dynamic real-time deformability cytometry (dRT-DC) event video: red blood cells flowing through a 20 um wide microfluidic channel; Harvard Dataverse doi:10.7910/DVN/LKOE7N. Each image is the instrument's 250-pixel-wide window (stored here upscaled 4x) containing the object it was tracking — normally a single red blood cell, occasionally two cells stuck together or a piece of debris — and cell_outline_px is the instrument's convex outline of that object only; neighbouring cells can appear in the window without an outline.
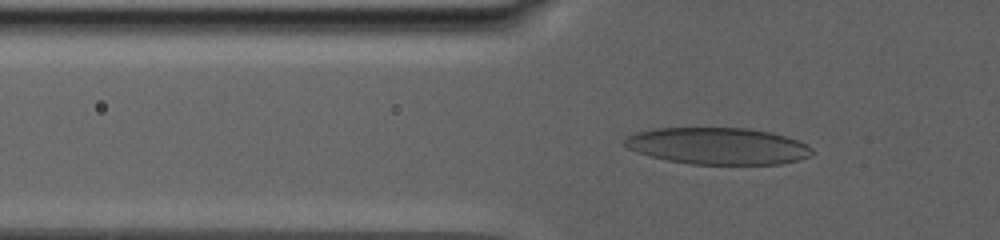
{"species": "human", "species_latin": "Homo sapiens", "temperature_condition": "warm", "stored_images_in_passage": 74, "camera_frame_rate_fps": 3000, "um_per_image_px": 0.085, "donor": {"sex": "male"}, "frame": {"image": 1, "passage_image": 22, "time_ms": 10.667, "image_size_px": [1000, 240], "cell_outline_px": [[812, 156], [780, 164], [692, 164], [668, 160], [652, 156], [628, 148], [624, 144], [624, 140], [628, 136], [636, 132], [656, 128], [748, 128], [772, 132], [796, 140], [812, 148]], "centroid_in_image_um": [61.03, 12.4], "position_along_channel_um": 64.8, "area_um2": 39.82}}
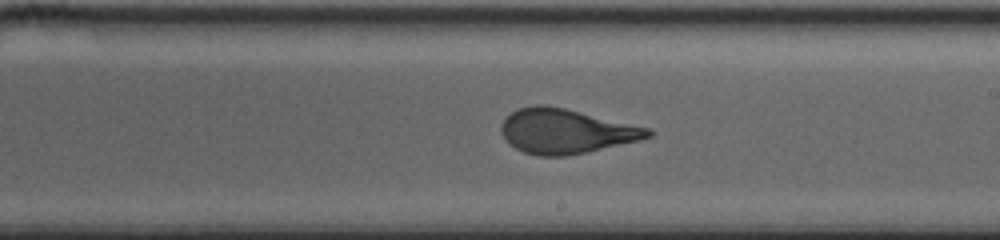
{"frame": {"image": 2, "passage_image": 43, "time_ms": 18.0, "image_size_px": [1000, 240], "cell_outline_px": [[652, 136], [640, 140], [584, 152], [564, 156], [540, 156], [524, 152], [508, 144], [500, 128], [500, 124], [516, 108], [536, 104], [544, 104], [564, 108], [648, 128], [652, 132]], "centroid_in_image_um": [48.05, 11.14], "position_along_channel_um": 241.0, "area_um2": 37.69}}
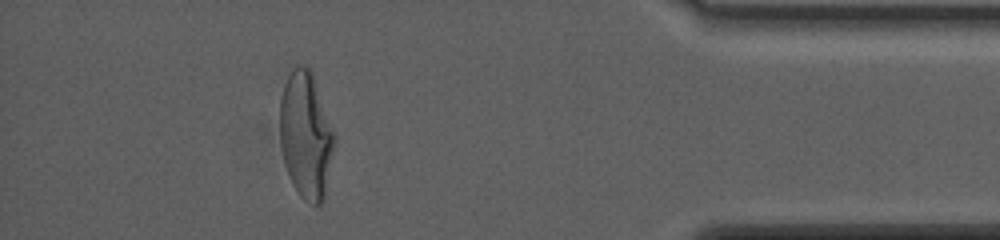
{"frame": {"image": 3, "passage_image": 68, "time_ms": 26.0, "image_size_px": [1000, 240], "cell_outline_px": [[336, 140], [324, 200], [320, 204], [312, 204], [304, 200], [300, 196], [292, 184], [284, 164], [280, 144], [280, 96], [284, 84], [292, 68], [296, 64], [308, 64], [312, 72], [336, 132]], "centroid_in_image_um": [26.02, 11.46], "position_along_channel_um": 409.2, "area_um2": 41.15}, "authors_computed_cell_mechanics": {"area_um2": 39.2173, "velocity_mm_per_s": 2.5318, "shape_relaxation_time_tau1_ms": 9.445, "shape_relaxation_time_tau2_ms": 1.0944, "deformation_change_tau1": 0.2446, "deformation_change_tau2": 0.0852}}